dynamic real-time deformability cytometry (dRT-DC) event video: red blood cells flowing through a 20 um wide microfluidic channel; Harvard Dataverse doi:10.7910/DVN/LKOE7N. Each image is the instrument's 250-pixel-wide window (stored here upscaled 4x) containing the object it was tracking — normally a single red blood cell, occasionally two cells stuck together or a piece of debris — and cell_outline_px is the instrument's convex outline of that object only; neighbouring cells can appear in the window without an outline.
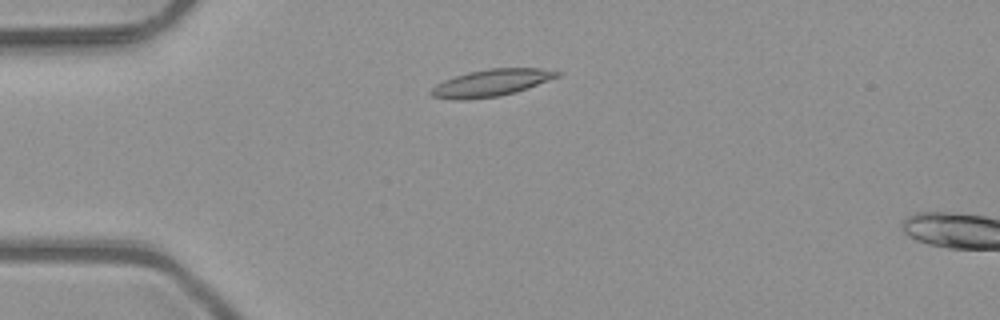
{"species": "common noctule bat (a hibernating species)", "species_latin": "Nyctalus noctula", "temperature_condition": "room temperature", "stored_images_in_passage": 4, "camera_frame_rate_fps": 3000, "um_per_image_px": 0.085, "animal": {"sex": "male", "body_mass_g": 23.1, "forearm_length_mm": 52.7}, "frame": {"image": 1, "passage_image": 3, "time_ms": 0.667, "image_size_px": [1000, 320], "cell_outline_px": [[564, 72], [560, 76], [528, 88], [516, 92], [500, 96], [468, 100], [452, 100], [432, 96], [428, 92], [436, 84], [444, 80], [468, 72], [488, 68], [540, 68]], "centroid_in_image_um": [41.76, 7.05], "position_along_channel_um": 43.2, "area_um2": 20.06}}